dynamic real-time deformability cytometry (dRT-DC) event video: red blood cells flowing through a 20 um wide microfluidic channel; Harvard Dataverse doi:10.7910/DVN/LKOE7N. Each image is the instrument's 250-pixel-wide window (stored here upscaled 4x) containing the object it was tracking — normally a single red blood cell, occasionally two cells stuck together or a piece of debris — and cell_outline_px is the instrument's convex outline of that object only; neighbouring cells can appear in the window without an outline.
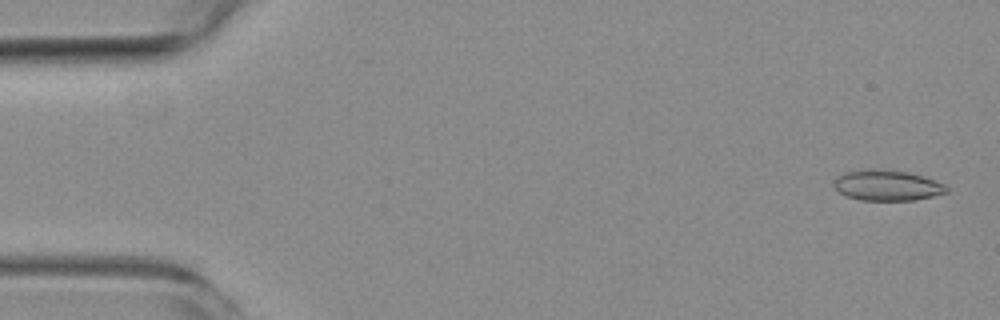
{"species": "common noctule bat (a hibernating species)", "species_latin": "Nyctalus noctula", "temperature_condition": "room temperature", "stored_images_in_passage": 5, "camera_frame_rate_fps": 3000, "um_per_image_px": 0.085, "animal": {"sex": "female", "body_mass_g": 19.3, "forearm_length_mm": 54.1}, "frame": {"image": 1, "passage_image": 1, "time_ms": 0.0, "image_size_px": [1000, 320], "cell_outline_px": [[948, 192], [932, 196], [912, 200], [860, 200], [848, 196], [840, 192], [832, 184], [836, 176], [844, 172], [860, 168], [880, 168], [908, 172], [924, 176], [936, 180], [944, 184], [948, 188]], "centroid_in_image_um": [75.38, 15.72], "position_along_channel_um": 9.6, "area_um2": 20.4}}
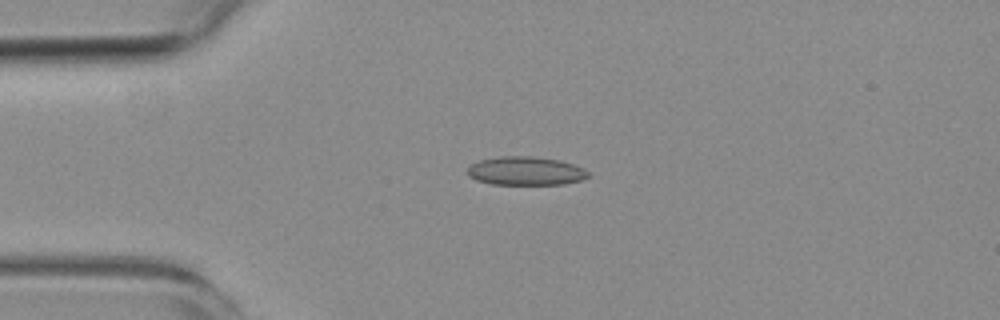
{"frame": {"image": 2, "passage_image": 4, "time_ms": 3.667, "image_size_px": [1000, 320], "cell_outline_px": [[592, 176], [580, 180], [564, 184], [492, 184], [476, 180], [468, 176], [468, 168], [472, 164], [480, 160], [500, 156], [532, 156], [560, 160], [584, 168]], "centroid_in_image_um": [44.7, 14.53], "position_along_channel_um": 40.3, "area_um2": 20.11}}